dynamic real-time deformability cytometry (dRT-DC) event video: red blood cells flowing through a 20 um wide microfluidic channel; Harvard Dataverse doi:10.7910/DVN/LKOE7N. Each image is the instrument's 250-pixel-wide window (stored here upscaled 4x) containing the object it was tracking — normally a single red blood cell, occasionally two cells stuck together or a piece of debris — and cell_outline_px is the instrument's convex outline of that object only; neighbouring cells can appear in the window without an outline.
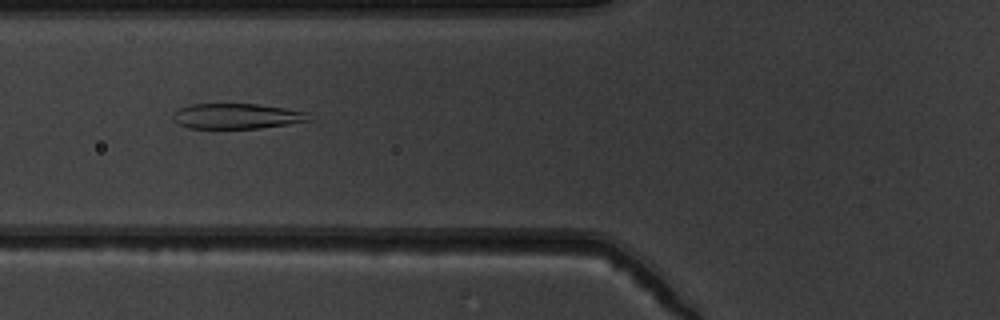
{"species": "common noctule bat (a hibernating species)", "species_latin": "Nyctalus noctula", "temperature_condition": "warm", "stored_images_in_passage": 45, "camera_frame_rate_fps": 3000, "um_per_image_px": 0.085, "animal": {"sex": "male", "body_mass_g": 19.5, "forearm_length_mm": 54.6}, "frame": {"image": 1, "passage_image": 13, "time_ms": 4.0, "image_size_px": [1000, 320], "cell_outline_px": [[312, 120], [288, 124], [260, 128], [188, 128], [176, 124], [172, 120], [172, 112], [188, 104], [256, 104], [284, 108], [308, 112]], "centroid_in_image_um": [20.07, 9.87], "position_along_channel_um": 105.7, "area_um2": 20.23}}
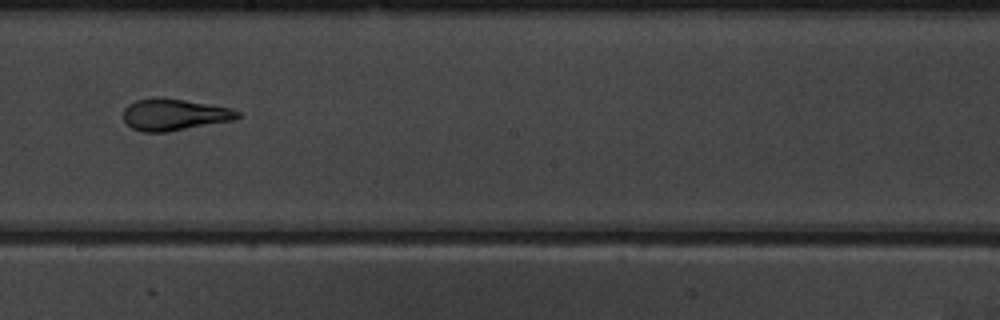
{"frame": {"image": 2, "passage_image": 23, "time_ms": 7.333, "image_size_px": [1000, 320], "cell_outline_px": [[244, 116], [232, 120], [168, 132], [144, 132], [132, 128], [124, 120], [124, 108], [128, 104], [136, 100], [152, 96], [160, 96], [184, 100], [228, 108], [240, 112]], "centroid_in_image_um": [14.78, 9.73], "position_along_channel_um": 233.4, "area_um2": 21.1}}
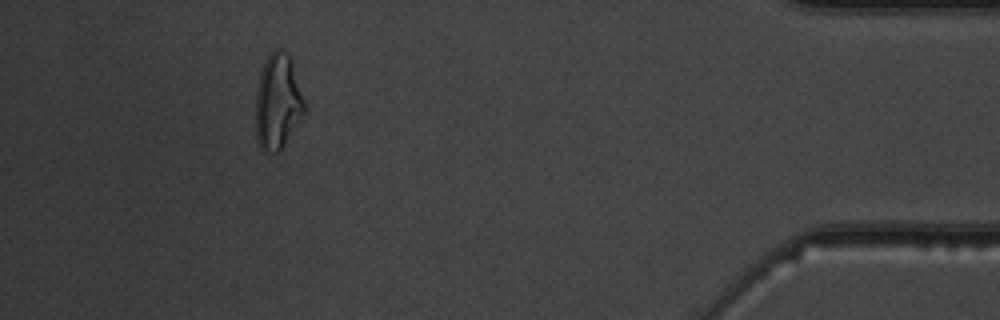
{"frame": {"image": 3, "passage_image": 41, "time_ms": 13.333, "image_size_px": [1000, 320], "cell_outline_px": [[304, 112], [280, 152], [264, 152], [260, 148], [256, 140], [256, 88], [260, 72], [268, 56], [276, 48], [280, 48], [288, 52], [292, 56], [304, 100]], "centroid_in_image_um": [23.6, 8.62], "position_along_channel_um": 411.6, "area_um2": 27.34}, "authors_computed_cell_mechanics": {"area_um2": 21.3282, "velocity_mm_per_s": 3.8349, "shape_relaxation_time_tau1_ms": 6.0254, "shape_relaxation_time_tau2_ms": 1.4474, "deformation_change_tau1": 0.2344, "deformation_change_tau2": 0.0999}}